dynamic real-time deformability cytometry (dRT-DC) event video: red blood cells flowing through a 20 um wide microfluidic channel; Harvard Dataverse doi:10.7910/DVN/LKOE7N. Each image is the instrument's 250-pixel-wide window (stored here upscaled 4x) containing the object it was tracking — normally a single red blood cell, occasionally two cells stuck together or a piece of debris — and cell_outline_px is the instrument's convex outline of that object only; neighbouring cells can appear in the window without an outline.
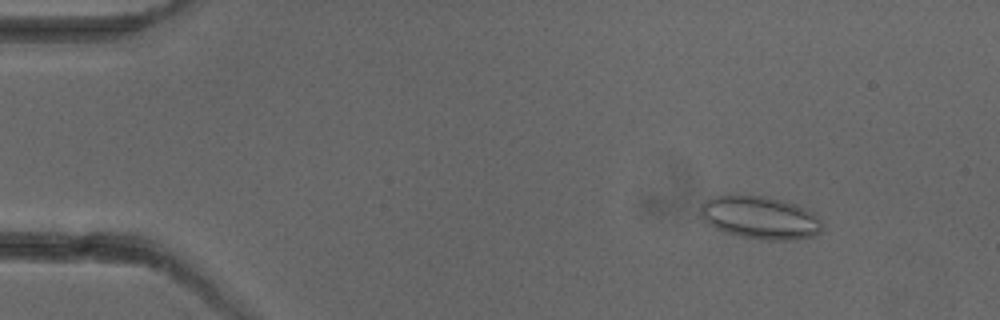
{"species": "common noctule bat (a hibernating species)", "species_latin": "Nyctalus noctula", "temperature_condition": "cold", "stored_images_in_passage": 6, "camera_frame_rate_fps": 3000, "um_per_image_px": 0.085, "animal": {"sex": "female"}, "frame": {"image": 1, "passage_image": 3, "time_ms": 2.0, "image_size_px": [1000, 320], "cell_outline_px": [[824, 224], [820, 232], [812, 236], [796, 240], [768, 240], [740, 236], [724, 232], [708, 224], [700, 216], [700, 204], [704, 200], [716, 196], [764, 196], [796, 204], [812, 212]], "centroid_in_image_um": [64.6, 18.51], "position_along_channel_um": 20.4, "area_um2": 30.29}}